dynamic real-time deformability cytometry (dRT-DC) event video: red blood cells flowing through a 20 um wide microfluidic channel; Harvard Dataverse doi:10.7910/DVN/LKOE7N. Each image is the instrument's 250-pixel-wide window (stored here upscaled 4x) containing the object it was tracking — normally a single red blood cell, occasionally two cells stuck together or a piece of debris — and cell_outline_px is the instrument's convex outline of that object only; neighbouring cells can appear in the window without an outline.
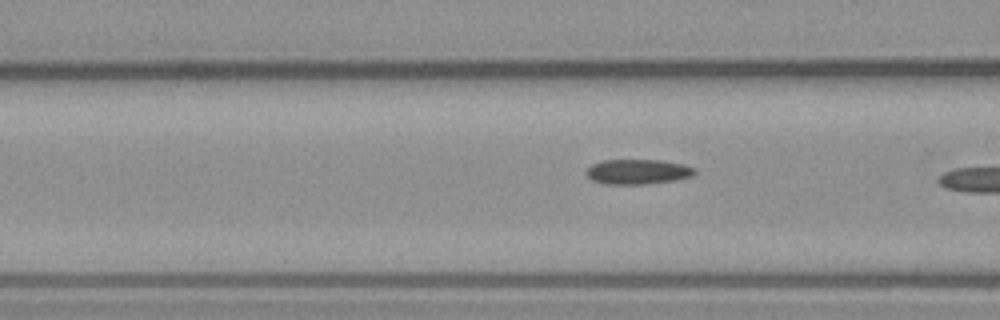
{"species": "common noctule bat (a hibernating species)", "species_latin": "Nyctalus noctula", "temperature_condition": "warm", "stored_images_in_passage": 21, "camera_frame_rate_fps": 3000, "um_per_image_px": 0.085, "animal": {"sex": "male", "body_mass_g": 23.1, "forearm_length_mm": 52.7}, "frame": {"image": 1, "passage_image": 21, "time_ms": 6.667, "image_size_px": [1000, 320], "cell_outline_px": [[696, 172], [692, 176], [676, 180], [648, 184], [604, 184], [592, 180], [584, 172], [592, 164], [604, 160], [660, 160], [684, 164], [696, 168]], "centroid_in_image_um": [54.23, 14.6], "position_along_channel_um": 112.4, "area_um2": 15.9}}